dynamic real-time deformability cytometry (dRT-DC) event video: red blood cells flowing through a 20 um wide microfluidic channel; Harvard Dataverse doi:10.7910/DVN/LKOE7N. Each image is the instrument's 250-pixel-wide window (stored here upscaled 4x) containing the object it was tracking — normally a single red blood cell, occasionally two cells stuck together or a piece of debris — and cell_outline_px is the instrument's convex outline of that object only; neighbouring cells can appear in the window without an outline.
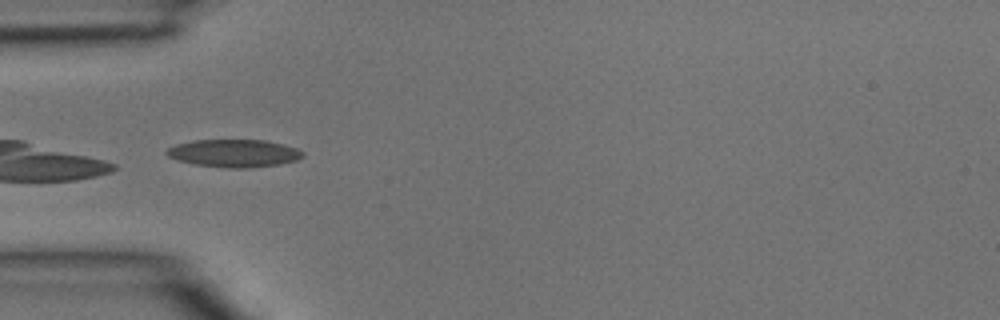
{"species": "common noctule bat (a hibernating species)", "species_latin": "Nyctalus noctula", "temperature_condition": "room temperature", "stored_images_in_passage": 5, "camera_frame_rate_fps": 3000, "um_per_image_px": 0.085, "animal": {"sex": "male", "body_mass_g": 15.6}, "frame": {"image": 1, "passage_image": 4, "time_ms": 1.0, "image_size_px": [1000, 320], "cell_outline_px": [[304, 156], [296, 160], [280, 164], [248, 168], [228, 168], [196, 164], [176, 160], [168, 156], [164, 152], [168, 148], [176, 144], [192, 140], [264, 140], [284, 144], [296, 148], [304, 152]], "centroid_in_image_um": [19.89, 13.02], "position_along_channel_um": 65.1, "area_um2": 22.02}}